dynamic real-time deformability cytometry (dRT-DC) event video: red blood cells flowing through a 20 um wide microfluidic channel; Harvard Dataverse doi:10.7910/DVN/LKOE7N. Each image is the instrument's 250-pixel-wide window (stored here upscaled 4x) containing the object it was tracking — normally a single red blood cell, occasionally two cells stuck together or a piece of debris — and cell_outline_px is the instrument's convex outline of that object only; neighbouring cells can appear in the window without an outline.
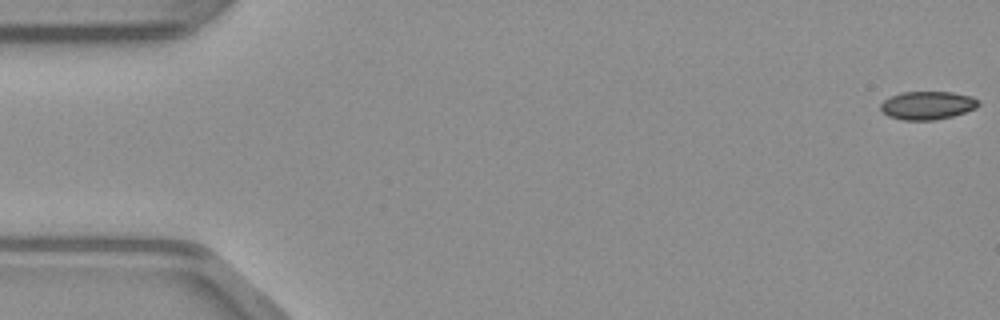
{"species": "common noctule bat (a hibernating species)", "species_latin": "Nyctalus noctula", "temperature_condition": "warm", "stored_images_in_passage": 8, "camera_frame_rate_fps": 3000, "um_per_image_px": 0.085, "animal": {"sex": "male", "body_mass_g": 23.1, "forearm_length_mm": 52.7}, "frame": {"image": 1, "passage_image": 1, "time_ms": 0.0, "image_size_px": [1000, 320], "cell_outline_px": [[980, 104], [976, 108], [952, 116], [936, 120], [904, 120], [888, 116], [880, 108], [880, 104], [884, 100], [900, 92], [952, 92], [972, 96], [980, 100]], "centroid_in_image_um": [78.86, 8.95], "position_along_channel_um": 6.1, "area_um2": 16.13}}